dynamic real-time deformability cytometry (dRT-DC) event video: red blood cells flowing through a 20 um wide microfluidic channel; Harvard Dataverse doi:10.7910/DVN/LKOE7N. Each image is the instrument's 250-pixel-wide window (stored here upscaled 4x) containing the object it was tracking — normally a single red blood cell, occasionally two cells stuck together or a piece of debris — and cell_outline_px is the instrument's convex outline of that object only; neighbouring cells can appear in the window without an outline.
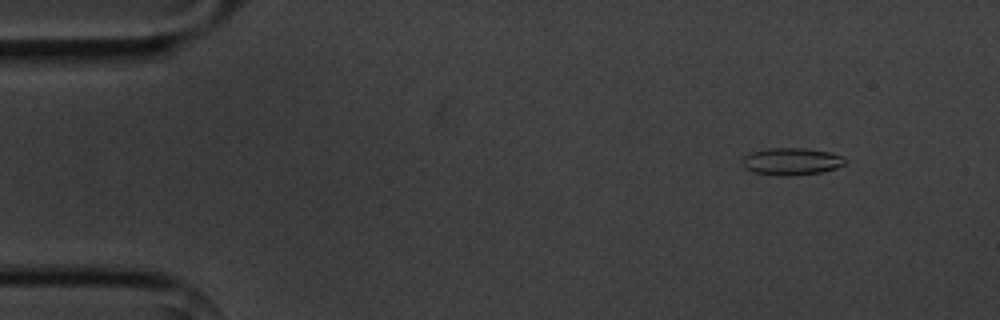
{"species": "common noctule bat (a hibernating species)", "species_latin": "Nyctalus noctula", "temperature_condition": "cold", "stored_images_in_passage": 4, "camera_frame_rate_fps": 3000, "um_per_image_px": 0.085, "animal": {"sex": "male", "body_mass_g": 20.1, "forearm_length_mm": 53.5}, "frame": {"image": 1, "passage_image": 2, "time_ms": 1.333, "image_size_px": [1000, 320], "cell_outline_px": [[848, 160], [844, 164], [836, 168], [820, 172], [784, 176], [752, 172], [744, 168], [744, 156], [752, 152], [768, 148], [804, 148], [828, 152], [844, 156]], "centroid_in_image_um": [67.3, 13.71], "position_along_channel_um": 17.7, "area_um2": 16.13}}